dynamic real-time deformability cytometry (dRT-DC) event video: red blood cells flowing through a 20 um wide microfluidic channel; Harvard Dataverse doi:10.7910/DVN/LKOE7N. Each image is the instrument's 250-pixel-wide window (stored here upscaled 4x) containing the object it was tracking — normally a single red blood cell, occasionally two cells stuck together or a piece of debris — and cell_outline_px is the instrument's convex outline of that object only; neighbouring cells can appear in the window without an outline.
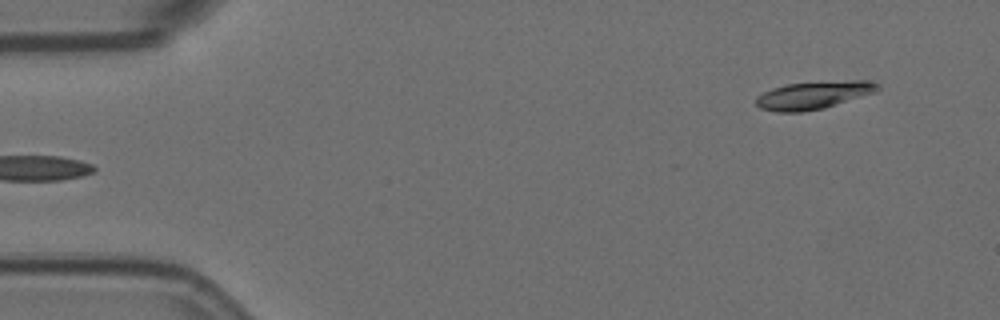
{"species": "Egyptian fruit bat (a non-hibernating species)", "species_latin": "Rousettus aegyptiacus", "temperature_condition": "room temperature", "stored_images_in_passage": 5, "segment_of_instrument_passage": [2, 2], "camera_frame_rate_fps": 3000, "um_per_image_px": 0.085, "animal": {"sex": "female"}, "frame": {"image": 1, "passage_image": 5, "time_ms": 1.333, "image_size_px": [1000, 320], "cell_outline_px": [[880, 88], [876, 92], [824, 108], [800, 112], [776, 112], [760, 108], [756, 104], [756, 96], [772, 88], [788, 84], [852, 80], [868, 80], [880, 84]], "centroid_in_image_um": [69.17, 8.09], "position_along_channel_um": 15.8, "area_um2": 19.59}}